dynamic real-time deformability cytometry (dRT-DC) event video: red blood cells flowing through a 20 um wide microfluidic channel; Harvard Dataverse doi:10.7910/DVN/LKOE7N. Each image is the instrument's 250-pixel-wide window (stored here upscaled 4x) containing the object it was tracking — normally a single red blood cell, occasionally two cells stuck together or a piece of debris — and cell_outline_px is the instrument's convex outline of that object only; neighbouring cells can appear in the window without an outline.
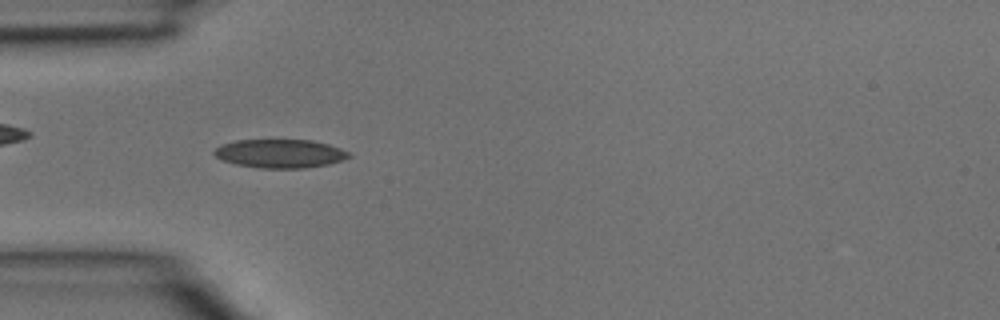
{"species": "common noctule bat (a hibernating species)", "species_latin": "Nyctalus noctula", "temperature_condition": "room temperature", "stored_images_in_passage": 3, "camera_frame_rate_fps": 3000, "um_per_image_px": 0.085, "animal": {"sex": "male", "body_mass_g": 15.6}, "frame": {"image": 1, "passage_image": 3, "time_ms": 0.667, "image_size_px": [1000, 320], "cell_outline_px": [[352, 156], [328, 164], [304, 168], [260, 168], [236, 164], [224, 160], [216, 156], [212, 152], [220, 144], [236, 140], [312, 140], [328, 144], [340, 148], [348, 152]], "centroid_in_image_um": [23.78, 13.04], "position_along_channel_um": 61.2, "area_um2": 22.31}}